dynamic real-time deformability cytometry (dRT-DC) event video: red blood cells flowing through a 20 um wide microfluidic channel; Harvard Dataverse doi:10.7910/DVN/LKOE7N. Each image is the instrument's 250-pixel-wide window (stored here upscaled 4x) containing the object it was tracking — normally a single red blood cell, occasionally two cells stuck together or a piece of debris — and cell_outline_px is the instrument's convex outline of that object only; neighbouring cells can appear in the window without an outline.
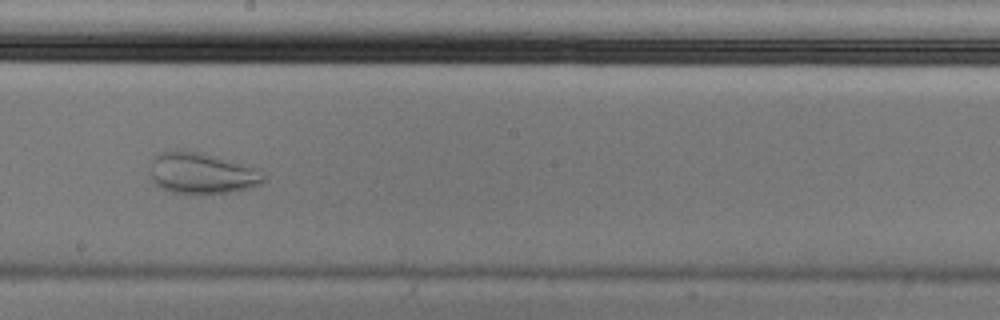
{"species": "Egyptian fruit bat (a non-hibernating species)", "species_latin": "Rousettus aegyptiacus", "temperature_condition": "cold", "stored_images_in_passage": 56, "camera_frame_rate_fps": 3000, "um_per_image_px": 0.085, "animal": {"sex": "male"}, "frame": {"image": 1, "passage_image": 32, "time_ms": 10.333, "image_size_px": [1000, 320], "cell_outline_px": [[264, 180], [260, 184], [248, 188], [228, 192], [172, 192], [160, 188], [152, 180], [152, 156], [160, 152], [176, 148], [184, 148], [204, 152], [260, 168], [264, 176]], "centroid_in_image_um": [17.15, 14.65], "position_along_channel_um": 231.0, "area_um2": 27.46}}